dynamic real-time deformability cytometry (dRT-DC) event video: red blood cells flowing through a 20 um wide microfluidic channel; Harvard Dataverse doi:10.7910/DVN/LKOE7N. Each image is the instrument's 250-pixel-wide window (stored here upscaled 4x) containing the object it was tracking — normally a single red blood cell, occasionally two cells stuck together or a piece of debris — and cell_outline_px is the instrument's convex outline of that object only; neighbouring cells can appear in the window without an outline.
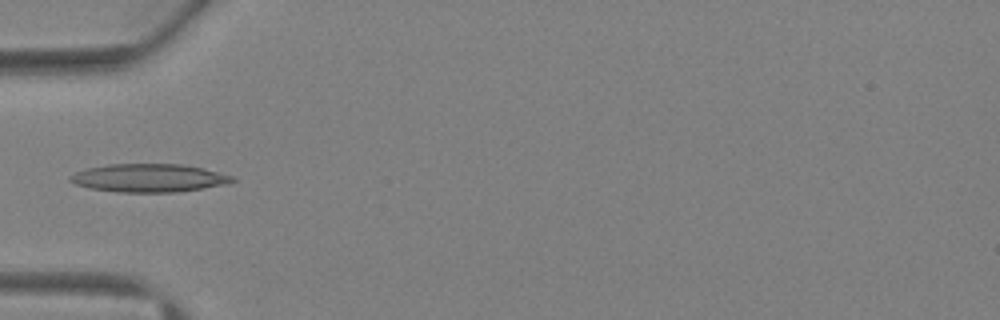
{"species": "Egyptian fruit bat (a non-hibernating species)", "species_latin": "Rousettus aegyptiacus", "temperature_condition": "warm", "stored_images_in_passage": 5, "camera_frame_rate_fps": 3000, "um_per_image_px": 0.085, "animal": {"sex": "female"}, "frame": {"image": 1, "passage_image": 5, "time_ms": 4.667, "image_size_px": [1000, 320], "cell_outline_px": [[236, 180], [228, 184], [176, 192], [116, 192], [92, 188], [76, 184], [68, 180], [68, 176], [76, 172], [88, 168], [108, 164], [184, 164], [204, 168], [236, 176]], "centroid_in_image_um": [12.71, 15.12], "position_along_channel_um": 72.3, "area_um2": 26.76}}